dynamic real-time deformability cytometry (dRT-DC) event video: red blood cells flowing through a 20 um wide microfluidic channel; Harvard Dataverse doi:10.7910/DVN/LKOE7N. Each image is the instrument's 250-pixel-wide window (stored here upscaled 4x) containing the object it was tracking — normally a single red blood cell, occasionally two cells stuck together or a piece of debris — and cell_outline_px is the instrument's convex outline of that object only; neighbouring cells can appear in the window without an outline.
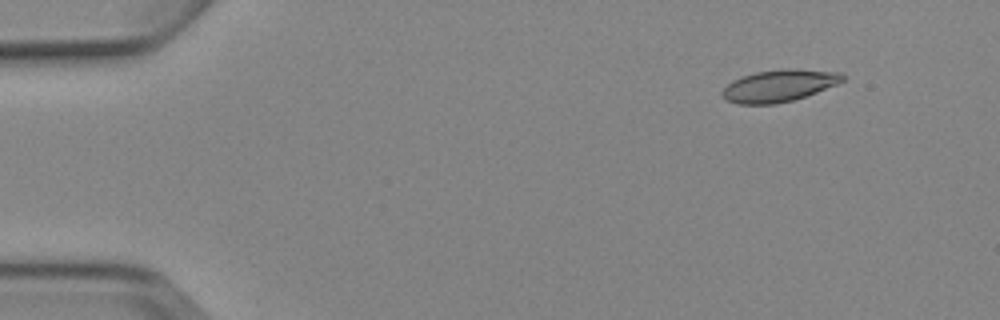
{"species": "Egyptian fruit bat (a non-hibernating species)", "species_latin": "Rousettus aegyptiacus", "temperature_condition": "cold", "stored_images_in_passage": 4, "camera_frame_rate_fps": 3000, "um_per_image_px": 0.085, "animal": {"sex": "female"}, "frame": {"image": 1, "passage_image": 2, "time_ms": 1.0, "image_size_px": [1000, 320], "cell_outline_px": [[844, 80], [836, 84], [816, 92], [792, 100], [776, 104], [736, 104], [720, 96], [720, 92], [732, 80], [740, 76], [756, 72], [784, 68], [792, 68], [840, 72], [844, 76]], "centroid_in_image_um": [66.17, 7.27], "position_along_channel_um": 18.8, "area_um2": 22.48}}
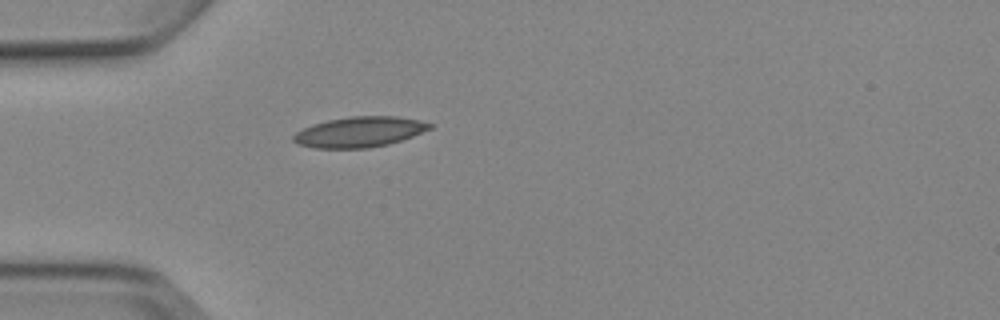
{"frame": {"image": 2, "passage_image": 4, "time_ms": 4.333, "image_size_px": [1000, 320], "cell_outline_px": [[432, 128], [412, 136], [388, 144], [368, 148], [316, 148], [296, 144], [292, 140], [292, 136], [296, 132], [312, 124], [328, 120], [352, 116], [396, 116], [420, 120], [432, 124]], "centroid_in_image_um": [30.53, 11.21], "position_along_channel_um": 54.5, "area_um2": 24.1}}